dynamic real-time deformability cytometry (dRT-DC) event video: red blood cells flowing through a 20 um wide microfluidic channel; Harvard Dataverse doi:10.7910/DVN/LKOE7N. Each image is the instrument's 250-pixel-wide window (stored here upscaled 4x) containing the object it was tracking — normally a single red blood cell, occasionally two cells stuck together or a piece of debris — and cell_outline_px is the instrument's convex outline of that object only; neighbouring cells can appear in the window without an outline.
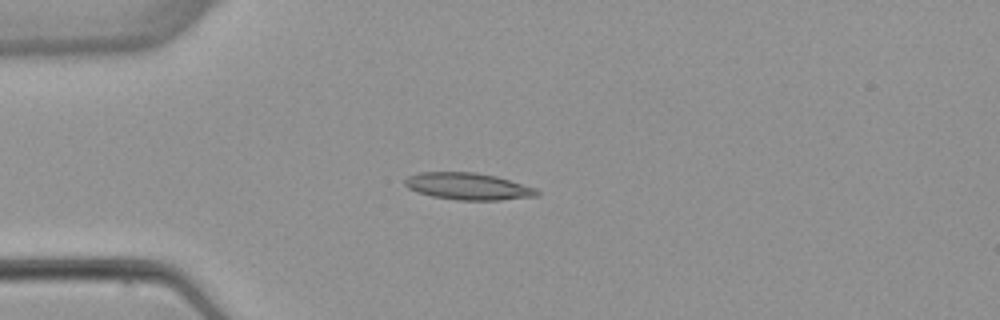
{"species": "common noctule bat (a hibernating species)", "species_latin": "Nyctalus noctula", "temperature_condition": "warm", "stored_images_in_passage": 2, "camera_frame_rate_fps": 3000, "um_per_image_px": 0.085, "animal": {"sex": "female", "body_mass_g": 22.7, "forearm_length_mm": 54.2}, "frame": {"image": 1, "passage_image": 2, "time_ms": 1.333, "image_size_px": [1000, 320], "cell_outline_px": [[540, 196], [500, 200], [456, 200], [432, 196], [416, 192], [408, 188], [404, 184], [404, 180], [408, 176], [420, 172], [476, 172], [496, 176], [536, 188], [540, 192]], "centroid_in_image_um": [39.79, 15.84], "position_along_channel_um": 45.2, "area_um2": 20.87}}